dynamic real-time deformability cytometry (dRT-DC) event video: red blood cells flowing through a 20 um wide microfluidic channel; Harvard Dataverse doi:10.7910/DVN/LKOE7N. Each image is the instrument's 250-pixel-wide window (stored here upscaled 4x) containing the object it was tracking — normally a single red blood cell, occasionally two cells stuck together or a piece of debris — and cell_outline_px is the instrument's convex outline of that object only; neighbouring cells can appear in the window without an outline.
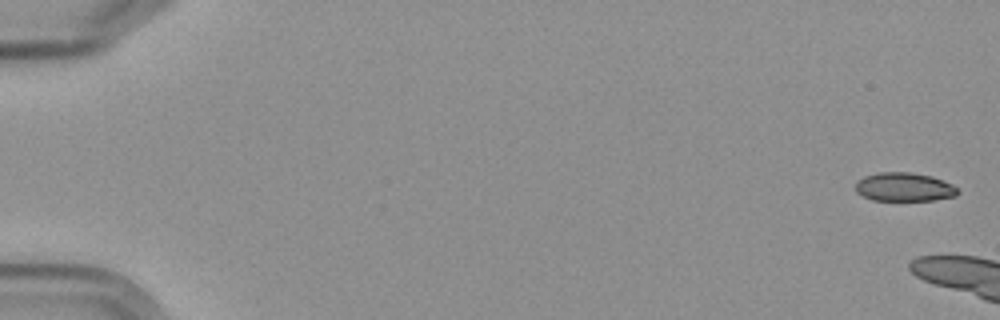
{"species": "Egyptian fruit bat (a non-hibernating species)", "species_latin": "Rousettus aegyptiacus", "temperature_condition": "cold", "stored_images_in_passage": 3, "camera_frame_rate_fps": 3000, "um_per_image_px": 0.085, "frame": {"image": 1, "passage_image": 1, "time_ms": 0.0, "image_size_px": [1000, 320], "cell_outline_px": [[960, 192], [956, 196], [932, 200], [872, 200], [856, 192], [856, 180], [864, 176], [880, 172], [908, 172], [932, 176], [952, 184]], "centroid_in_image_um": [76.85, 15.89], "position_along_channel_um": 8.2, "area_um2": 17.05}}